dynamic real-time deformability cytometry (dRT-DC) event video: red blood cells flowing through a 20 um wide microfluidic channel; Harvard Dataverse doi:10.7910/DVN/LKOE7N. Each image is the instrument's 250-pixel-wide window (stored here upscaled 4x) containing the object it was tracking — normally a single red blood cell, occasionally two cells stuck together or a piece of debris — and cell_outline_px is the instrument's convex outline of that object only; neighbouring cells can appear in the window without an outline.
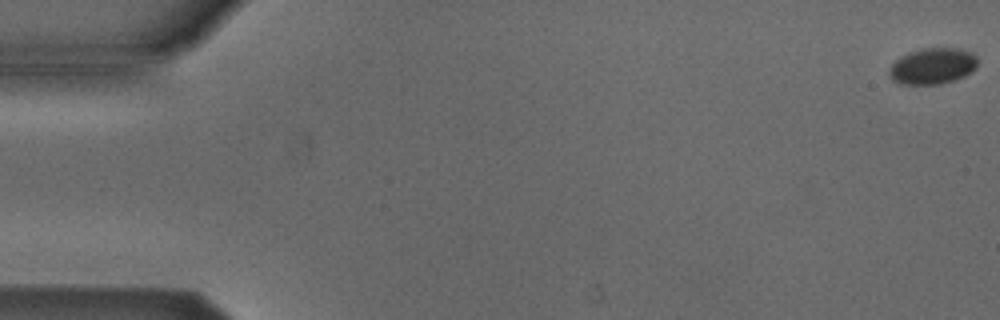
{"species": "Egyptian fruit bat (a non-hibernating species)", "species_latin": "Rousettus aegyptiacus", "temperature_condition": "cold", "stored_images_in_passage": 13, "camera_frame_rate_fps": 3000, "um_per_image_px": 0.085, "animal": {"sex": "male"}, "frame": {"image": 1, "passage_image": 1, "time_ms": 0.0, "image_size_px": [1000, 320], "cell_outline_px": [[976, 68], [972, 72], [956, 80], [940, 84], [900, 84], [892, 80], [888, 72], [892, 64], [900, 56], [908, 52], [920, 48], [960, 48], [972, 52], [976, 56]], "centroid_in_image_um": [79.27, 5.61], "position_along_channel_um": 5.7, "area_um2": 18.84}}